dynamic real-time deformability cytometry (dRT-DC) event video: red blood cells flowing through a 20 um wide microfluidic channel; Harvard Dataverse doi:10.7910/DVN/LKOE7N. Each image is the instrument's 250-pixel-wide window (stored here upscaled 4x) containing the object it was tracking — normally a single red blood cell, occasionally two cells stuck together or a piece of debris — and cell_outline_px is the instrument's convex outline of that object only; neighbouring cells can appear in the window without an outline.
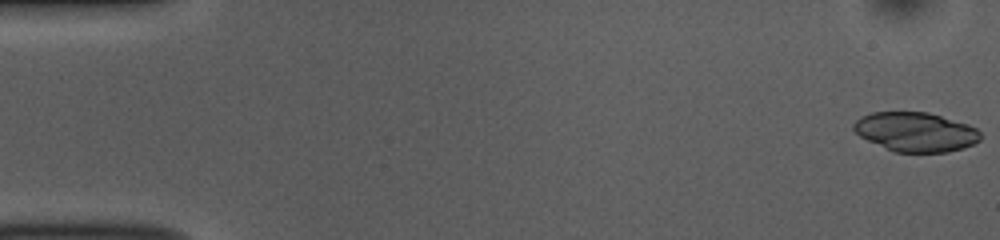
{"species": "common noctule bat (a hibernating species)", "species_latin": "Nyctalus noctula", "temperature_condition": "room temperature", "stored_images_in_passage": 52, "segment_of_instrument_passage": [1, 2], "camera_frame_rate_fps": 3000, "um_per_image_px": 0.085, "animal": {"sex": "female", "body_mass_g": 10.0, "forearm_length_mm": 53.1}, "frame": {"image": 1, "passage_image": 1, "time_ms": 0.0, "image_size_px": [1000, 240], "cell_outline_px": [[980, 140], [964, 148], [948, 152], [892, 152], [860, 136], [852, 128], [852, 124], [860, 116], [872, 112], [928, 112], [968, 124], [976, 128], [980, 132]], "centroid_in_image_um": [77.81, 11.21], "position_along_channel_um": 7.2, "area_um2": 29.13}}
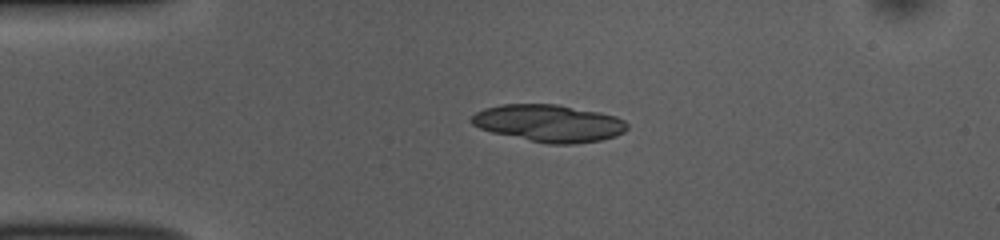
{"frame": {"image": 2, "passage_image": 12, "time_ms": 3.667, "image_size_px": [1000, 240], "cell_outline_px": [[628, 128], [624, 132], [616, 136], [600, 140], [572, 144], [548, 144], [492, 132], [480, 128], [472, 124], [468, 120], [476, 112], [484, 108], [500, 104], [556, 104], [600, 112], [616, 116], [624, 120], [628, 124]], "centroid_in_image_um": [46.66, 10.47], "position_along_channel_um": 38.3, "area_um2": 33.81}}